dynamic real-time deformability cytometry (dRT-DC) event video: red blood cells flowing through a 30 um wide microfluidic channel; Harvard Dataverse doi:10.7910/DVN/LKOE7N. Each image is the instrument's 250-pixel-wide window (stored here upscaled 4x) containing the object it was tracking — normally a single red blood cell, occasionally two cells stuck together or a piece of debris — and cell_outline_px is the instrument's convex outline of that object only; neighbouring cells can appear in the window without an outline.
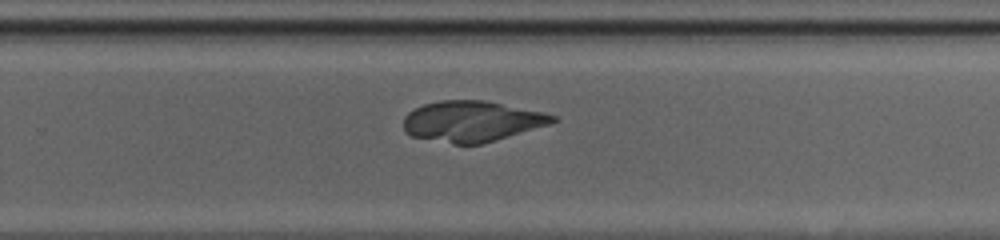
{"species": "common noctule bat (a hibernating species)", "species_latin": "Nyctalus noctula", "temperature_condition": "cold", "stored_images_in_passage": 36, "camera_frame_rate_fps": 3000, "um_per_image_px": 0.085, "animal": {"sex": "female", "body_mass_g": 20.0, "forearm_length_mm": 54.0}, "frame": {"image": 1, "passage_image": 22, "time_ms": 7.0, "image_size_px": [1000, 240], "cell_outline_px": [[556, 120], [552, 124], [480, 144], [452, 144], [412, 136], [404, 132], [404, 116], [408, 112], [424, 104], [440, 100], [484, 100], [544, 112], [556, 116]], "centroid_in_image_um": [40.1, 10.31], "position_along_channel_um": 289.7, "area_um2": 35.37}}
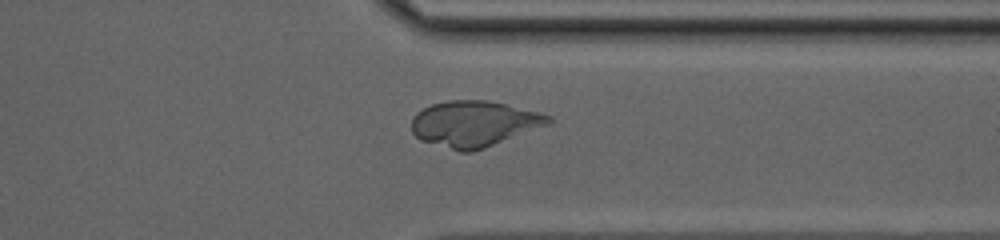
{"frame": {"image": 2, "passage_image": 28, "time_ms": 9.0, "image_size_px": [1000, 240], "cell_outline_px": [[552, 120], [548, 124], [484, 148], [472, 152], [460, 152], [420, 140], [412, 132], [412, 120], [416, 112], [432, 104], [448, 100], [488, 100], [540, 112], [552, 116]], "centroid_in_image_um": [40.28, 10.51], "position_along_channel_um": 371.1, "area_um2": 36.41}}
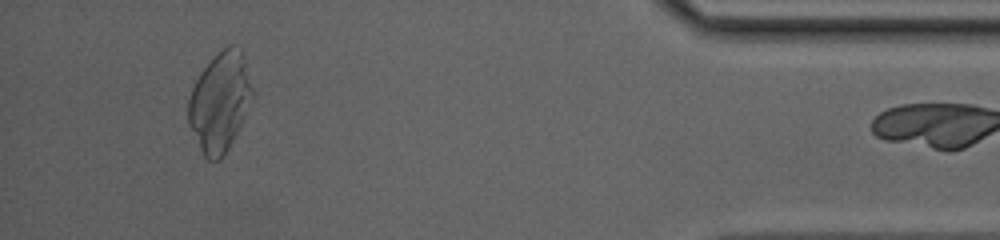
{"frame": {"image": 3, "passage_image": 35, "time_ms": 11.333, "image_size_px": [1000, 240], "cell_outline_px": [[252, 92], [240, 124], [224, 156], [220, 160], [208, 160], [204, 156], [188, 124], [188, 100], [192, 88], [200, 72], [228, 44], [232, 44], [240, 48], [244, 56], [252, 88]], "centroid_in_image_um": [18.65, 8.66], "position_along_channel_um": 416.5, "area_um2": 36.07}}